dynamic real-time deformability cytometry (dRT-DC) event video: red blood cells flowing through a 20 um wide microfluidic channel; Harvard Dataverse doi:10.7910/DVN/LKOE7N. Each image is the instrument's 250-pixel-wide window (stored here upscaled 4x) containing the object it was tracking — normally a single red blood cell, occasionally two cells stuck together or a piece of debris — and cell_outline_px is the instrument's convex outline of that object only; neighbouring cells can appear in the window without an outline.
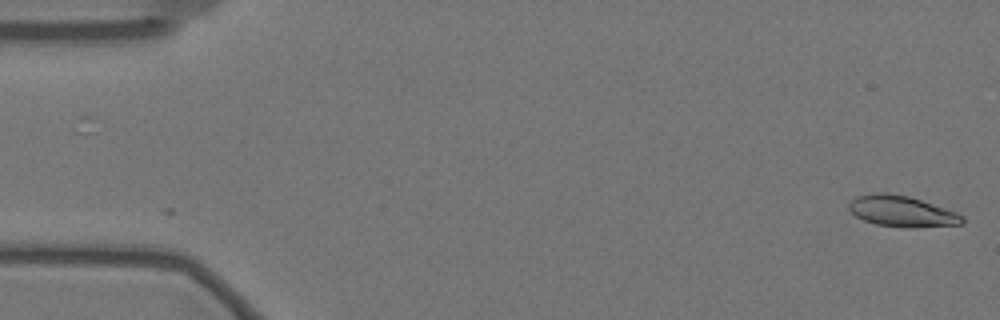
{"species": "Egyptian fruit bat (a non-hibernating species)", "species_latin": "Rousettus aegyptiacus", "temperature_condition": "warm", "stored_images_in_passage": 57, "camera_frame_rate_fps": 3000, "um_per_image_px": 0.085, "animal": {"sex": "female"}, "frame": {"image": 1, "passage_image": 1, "time_ms": 0.0, "image_size_px": [1000, 320], "cell_outline_px": [[964, 224], [916, 228], [908, 228], [876, 224], [864, 220], [856, 216], [848, 208], [848, 204], [856, 196], [876, 192], [888, 192], [908, 196], [956, 212], [964, 216]], "centroid_in_image_um": [76.66, 17.96], "position_along_channel_um": 8.3, "area_um2": 20.52}}
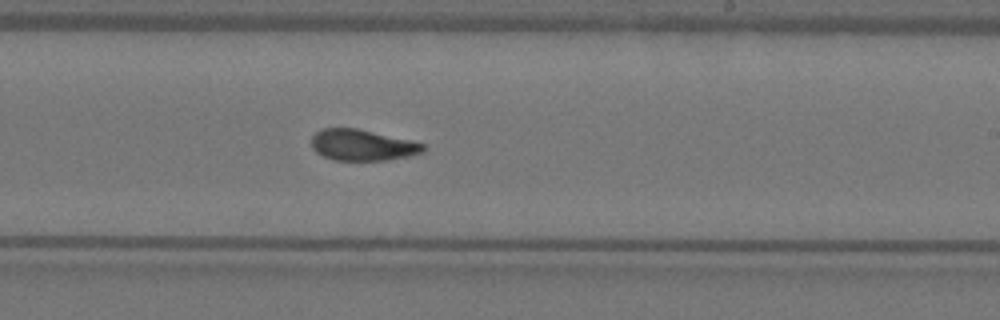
{"frame": {"image": 2, "passage_image": 34, "time_ms": 11.0, "image_size_px": [1000, 320], "cell_outline_px": [[428, 148], [424, 152], [408, 156], [388, 160], [332, 160], [316, 152], [312, 148], [312, 136], [320, 128], [356, 128], [408, 140], [424, 144]], "centroid_in_image_um": [30.79, 12.34], "position_along_channel_um": 258.2, "area_um2": 20.17}}
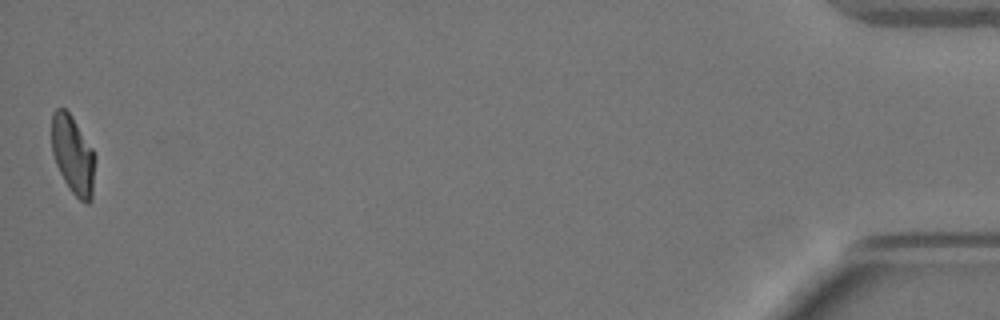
{"frame": {"image": 3, "passage_image": 57, "time_ms": 18.667, "image_size_px": [1000, 320], "cell_outline_px": [[96, 156], [92, 200], [88, 204], [84, 204], [72, 192], [64, 180], [56, 164], [52, 152], [52, 112], [56, 108], [64, 108], [72, 116], [92, 148]], "centroid_in_image_um": [6.22, 13.19], "position_along_channel_um": 429.0, "area_um2": 19.94}, "authors_computed_cell_mechanics": {"area_um2": 20.5768, "velocity_mm_per_s": 3.4833, "shape_relaxation_time_tau1_ms": null, "shape_relaxation_time_tau2_ms": 2.0433, "deformation_change_tau1": null, "deformation_change_tau2": 0.0836}}